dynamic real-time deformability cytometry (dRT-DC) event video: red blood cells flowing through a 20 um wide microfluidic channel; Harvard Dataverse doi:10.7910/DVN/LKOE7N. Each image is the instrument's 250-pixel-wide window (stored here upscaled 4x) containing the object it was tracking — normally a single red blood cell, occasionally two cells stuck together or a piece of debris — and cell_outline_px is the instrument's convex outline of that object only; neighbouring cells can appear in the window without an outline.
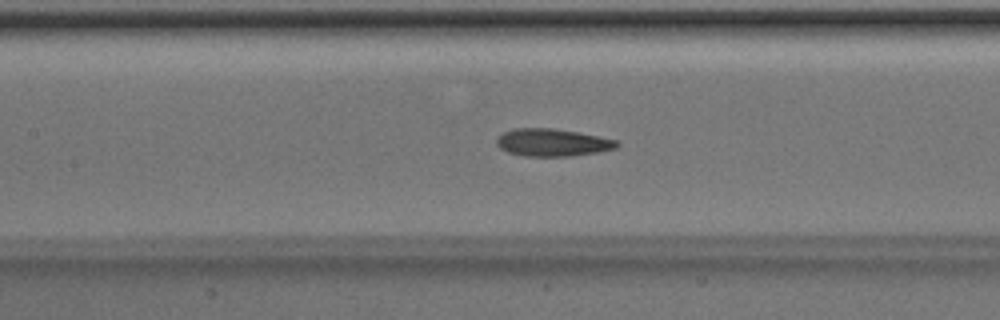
{"species": "Egyptian fruit bat (a non-hibernating species)", "species_latin": "Rousettus aegyptiacus", "temperature_condition": "room temperature", "stored_images_in_passage": 49, "camera_frame_rate_fps": 3000, "um_per_image_px": 0.085, "animal": {"sex": "male"}, "frame": {"image": 1, "passage_image": 22, "time_ms": 7.0, "image_size_px": [1000, 320], "cell_outline_px": [[620, 144], [616, 148], [600, 152], [568, 156], [524, 156], [508, 152], [500, 148], [496, 144], [496, 140], [504, 132], [512, 128], [552, 128], [576, 132], [616, 140]], "centroid_in_image_um": [46.94, 12.12], "position_along_channel_um": 160.5, "area_um2": 19.13}}
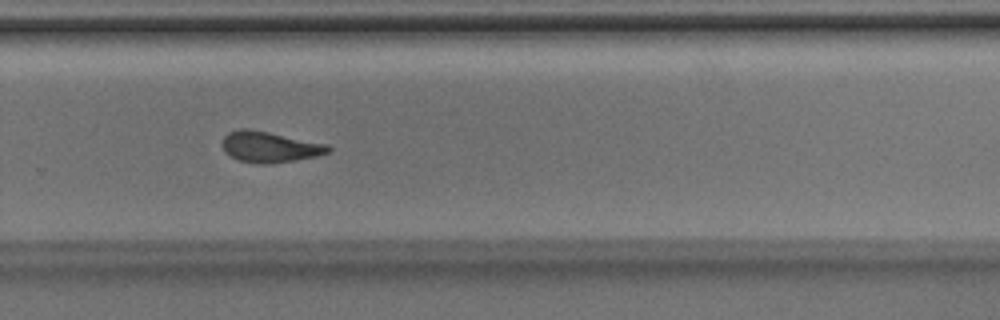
{"frame": {"image": 2, "passage_image": 33, "time_ms": 10.667, "image_size_px": [1000, 320], "cell_outline_px": [[332, 152], [316, 156], [292, 160], [264, 164], [256, 164], [240, 160], [224, 152], [220, 144], [224, 136], [228, 132], [240, 128], [248, 128], [328, 144], [332, 148]], "centroid_in_image_um": [22.9, 12.47], "position_along_channel_um": 306.9, "area_um2": 19.07}}
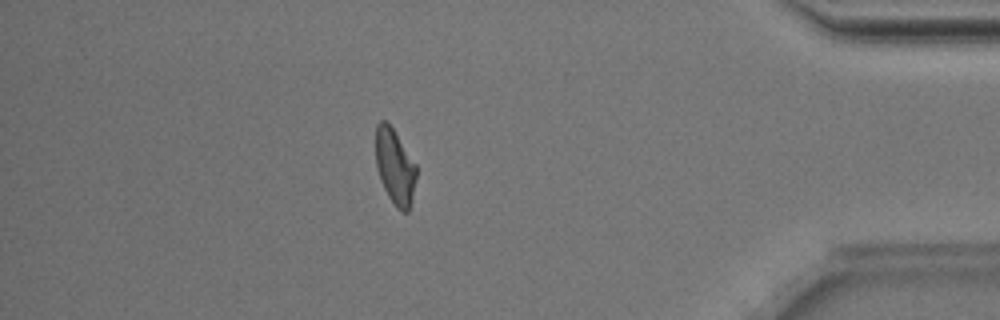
{"frame": {"image": 3, "passage_image": 43, "time_ms": 14.0, "image_size_px": [1000, 320], "cell_outline_px": [[416, 176], [412, 200], [408, 212], [400, 212], [396, 208], [388, 196], [380, 180], [376, 168], [376, 124], [380, 120], [384, 120], [392, 128], [416, 164]], "centroid_in_image_um": [33.56, 14.2], "position_along_channel_um": 401.6, "area_um2": 17.8}, "authors_computed_cell_mechanics": {"area_um2": 19.074, "velocity_mm_per_s": 4.0086, "shape_relaxation_time_tau1_ms": 6.2195, "shape_relaxation_time_tau2_ms": 2.8025, "deformation_change_tau1": 0.1511, "deformation_change_tau2": 0.115}}